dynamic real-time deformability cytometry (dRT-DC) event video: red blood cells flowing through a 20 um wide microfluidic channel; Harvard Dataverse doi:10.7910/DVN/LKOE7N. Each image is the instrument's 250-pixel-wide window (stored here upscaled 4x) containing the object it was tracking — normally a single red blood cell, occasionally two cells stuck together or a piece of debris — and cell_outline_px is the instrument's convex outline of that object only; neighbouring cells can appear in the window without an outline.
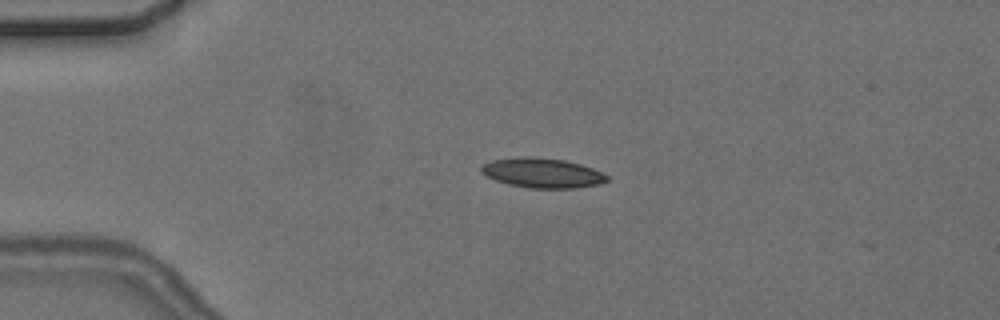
{"species": "common noctule bat (a hibernating species)", "species_latin": "Nyctalus noctula", "temperature_condition": "cold", "stored_images_in_passage": 3, "camera_frame_rate_fps": 3000, "um_per_image_px": 0.085, "animal": {"sex": "female", "body_mass_g": 24.6, "forearm_length_mm": 56.2}, "frame": {"image": 1, "passage_image": 2, "time_ms": 1.0, "image_size_px": [1000, 320], "cell_outline_px": [[608, 180], [600, 184], [576, 188], [532, 188], [508, 184], [496, 180], [480, 172], [480, 168], [484, 164], [492, 160], [516, 156], [536, 156], [564, 160], [580, 164], [592, 168], [608, 176]], "centroid_in_image_um": [46.08, 14.68], "position_along_channel_um": 38.9, "area_um2": 21.85}}